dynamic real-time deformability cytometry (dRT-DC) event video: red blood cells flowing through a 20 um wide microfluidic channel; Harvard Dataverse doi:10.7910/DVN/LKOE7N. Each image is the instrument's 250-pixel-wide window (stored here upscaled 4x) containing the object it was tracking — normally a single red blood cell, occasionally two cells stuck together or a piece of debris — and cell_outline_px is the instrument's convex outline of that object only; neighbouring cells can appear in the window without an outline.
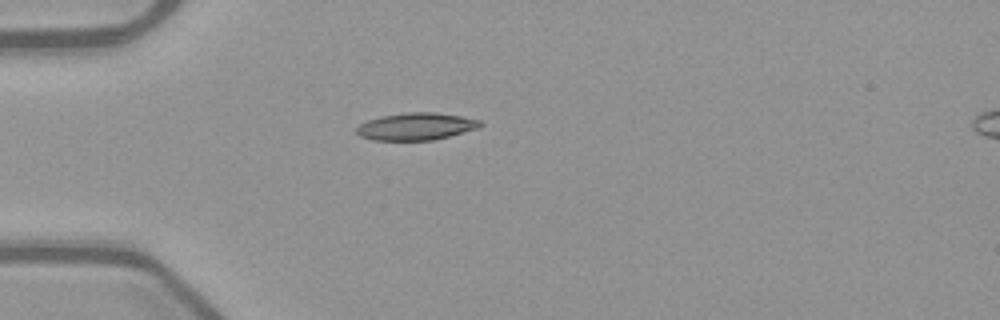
{"species": "common noctule bat (a hibernating species)", "species_latin": "Nyctalus noctula", "temperature_condition": "warm", "stored_images_in_passage": 38, "camera_frame_rate_fps": 3000, "um_per_image_px": 0.085, "animal": {"sex": "female", "body_mass_g": 21.9}, "frame": {"image": 1, "passage_image": 1, "time_ms": 0.0, "image_size_px": [1000, 320], "cell_outline_px": [[484, 124], [476, 128], [448, 136], [432, 140], [372, 140], [360, 136], [356, 132], [356, 128], [360, 124], [368, 120], [380, 116], [408, 112], [436, 112], [460, 116], [480, 120]], "centroid_in_image_um": [35.33, 10.74], "position_along_channel_um": 49.7, "area_um2": 19.48}}
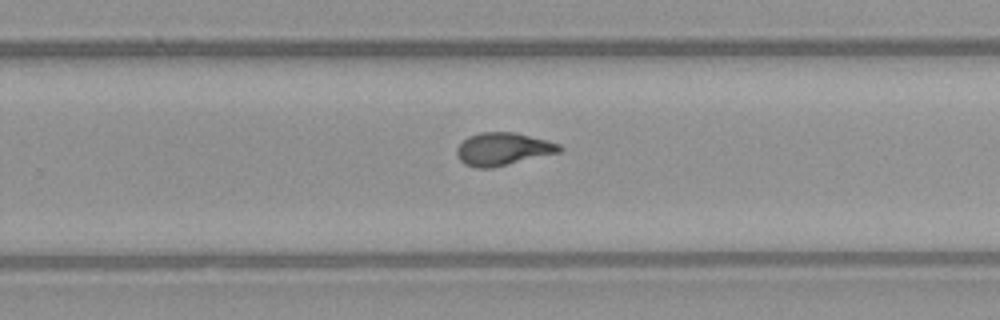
{"frame": {"image": 2, "passage_image": 20, "time_ms": 6.333, "image_size_px": [1000, 320], "cell_outline_px": [[564, 148], [560, 152], [492, 168], [476, 168], [464, 164], [456, 156], [456, 148], [468, 136], [480, 132], [512, 132], [548, 140], [560, 144]], "centroid_in_image_um": [42.74, 12.67], "position_along_channel_um": 287.1, "area_um2": 19.65}}
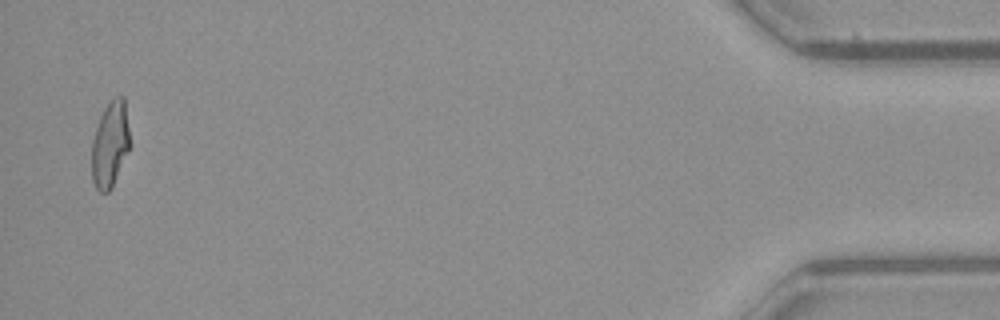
{"frame": {"image": 3, "passage_image": 37, "time_ms": 12.0, "image_size_px": [1000, 320], "cell_outline_px": [[132, 144], [112, 188], [108, 192], [100, 192], [96, 188], [92, 180], [92, 140], [100, 116], [104, 108], [116, 96], [124, 96]], "centroid_in_image_um": [9.39, 12.28], "position_along_channel_um": 425.8, "area_um2": 19.42}, "authors_computed_cell_mechanics": {"area_um2": 19.3919, "velocity_mm_per_s": 3.9833, "shape_relaxation_time_tau1_ms": 8.1928, "shape_relaxation_time_tau2_ms": 1.5367, "deformation_change_tau1": 0.2515, "deformation_change_tau2": 0.0909}}